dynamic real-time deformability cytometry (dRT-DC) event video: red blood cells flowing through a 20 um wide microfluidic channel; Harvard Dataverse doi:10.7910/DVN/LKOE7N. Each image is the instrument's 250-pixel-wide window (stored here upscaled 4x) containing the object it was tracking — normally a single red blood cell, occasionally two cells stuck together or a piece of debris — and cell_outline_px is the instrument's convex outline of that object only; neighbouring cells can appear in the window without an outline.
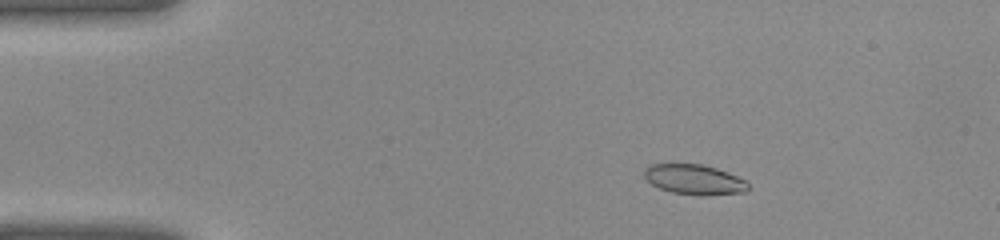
{"species": "common noctule bat (a hibernating species)", "species_latin": "Nyctalus noctula", "temperature_condition": "warm", "stored_images_in_passage": 41, "camera_frame_rate_fps": 3000, "um_per_image_px": 0.085, "animal": {"sex": "female", "body_mass_g": 22.0, "forearm_length_mm": 56.7}, "frame": {"image": 1, "passage_image": 7, "time_ms": 2.0, "image_size_px": [1000, 240], "cell_outline_px": [[748, 192], [708, 196], [700, 196], [672, 192], [660, 188], [652, 184], [644, 176], [644, 168], [648, 164], [700, 164], [716, 168], [736, 176], [744, 180], [748, 184]], "centroid_in_image_um": [59.01, 15.27], "position_along_channel_um": 26.0, "area_um2": 18.26}}
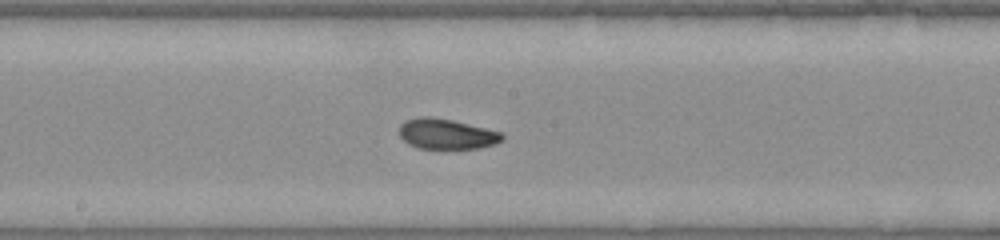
{"frame": {"image": 2, "passage_image": 22, "time_ms": 7.0, "image_size_px": [1000, 240], "cell_outline_px": [[504, 140], [496, 144], [480, 148], [416, 148], [408, 144], [400, 136], [400, 124], [416, 116], [428, 116], [452, 120], [500, 132], [504, 136]], "centroid_in_image_um": [37.95, 11.39], "position_along_channel_um": 210.2, "area_um2": 18.09}}
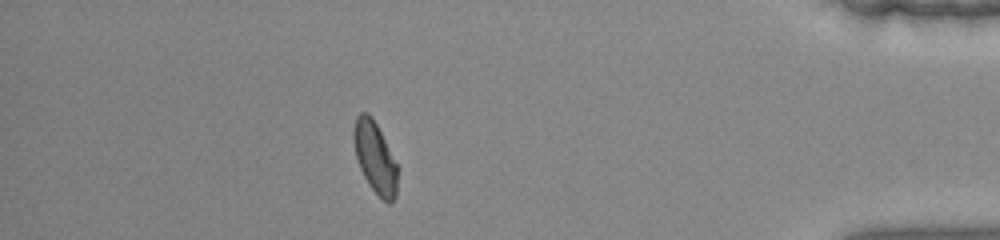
{"frame": {"image": 3, "passage_image": 36, "time_ms": 11.667, "image_size_px": [1000, 240], "cell_outline_px": [[396, 196], [388, 204], [368, 184], [360, 168], [356, 156], [352, 140], [352, 132], [356, 116], [360, 112], [368, 112], [372, 116], [396, 164]], "centroid_in_image_um": [31.82, 13.34], "position_along_channel_um": 403.4, "area_um2": 17.8}}